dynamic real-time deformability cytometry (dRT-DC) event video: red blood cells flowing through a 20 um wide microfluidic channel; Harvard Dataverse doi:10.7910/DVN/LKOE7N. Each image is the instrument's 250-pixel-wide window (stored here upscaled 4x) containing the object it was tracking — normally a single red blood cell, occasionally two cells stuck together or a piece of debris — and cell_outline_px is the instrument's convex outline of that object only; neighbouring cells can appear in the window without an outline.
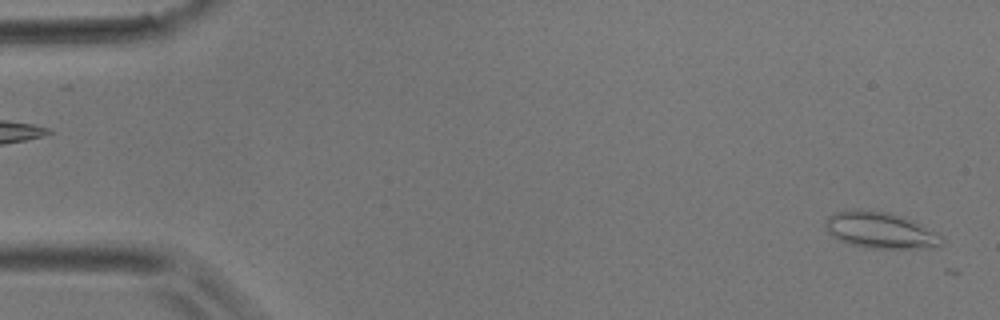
{"species": "common noctule bat (a hibernating species)", "species_latin": "Nyctalus noctula", "temperature_condition": "room temperature", "stored_images_in_passage": 4, "camera_frame_rate_fps": 3000, "um_per_image_px": 0.085, "animal": {"sex": "male", "body_mass_g": 17.9}, "frame": {"image": 1, "passage_image": 1, "time_ms": 0.0, "image_size_px": [1000, 320], "cell_outline_px": [[944, 244], [932, 248], [868, 248], [848, 244], [832, 236], [828, 232], [824, 224], [828, 216], [832, 212], [848, 208], [860, 208], [892, 212], [916, 220], [944, 236]], "centroid_in_image_um": [74.85, 19.53], "position_along_channel_um": 10.1, "area_um2": 25.66}}